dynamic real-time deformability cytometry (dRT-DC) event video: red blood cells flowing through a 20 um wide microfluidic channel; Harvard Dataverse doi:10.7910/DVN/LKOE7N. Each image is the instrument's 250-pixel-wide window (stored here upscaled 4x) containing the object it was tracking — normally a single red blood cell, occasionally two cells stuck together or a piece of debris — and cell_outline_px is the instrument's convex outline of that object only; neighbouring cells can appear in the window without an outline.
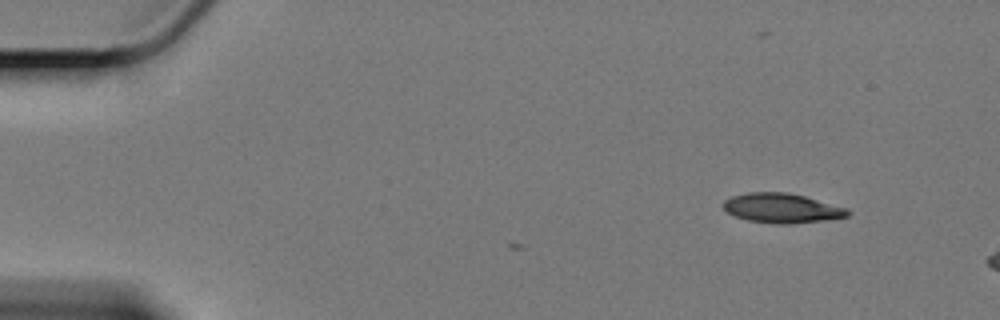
{"species": "Egyptian fruit bat (a non-hibernating species)", "species_latin": "Rousettus aegyptiacus", "temperature_condition": "cold", "stored_images_in_passage": 2, "camera_frame_rate_fps": 3000, "um_per_image_px": 0.085, "animal": {"sex": "female"}, "frame": {"image": 1, "passage_image": 2, "time_ms": 0.333, "image_size_px": [1000, 320], "cell_outline_px": [[852, 212], [848, 216], [824, 220], [792, 224], [776, 224], [748, 220], [736, 216], [728, 212], [724, 208], [724, 200], [732, 196], [748, 192], [788, 192], [804, 196], [848, 208]], "centroid_in_image_um": [66.49, 17.69], "position_along_channel_um": 18.5, "area_um2": 21.39}}